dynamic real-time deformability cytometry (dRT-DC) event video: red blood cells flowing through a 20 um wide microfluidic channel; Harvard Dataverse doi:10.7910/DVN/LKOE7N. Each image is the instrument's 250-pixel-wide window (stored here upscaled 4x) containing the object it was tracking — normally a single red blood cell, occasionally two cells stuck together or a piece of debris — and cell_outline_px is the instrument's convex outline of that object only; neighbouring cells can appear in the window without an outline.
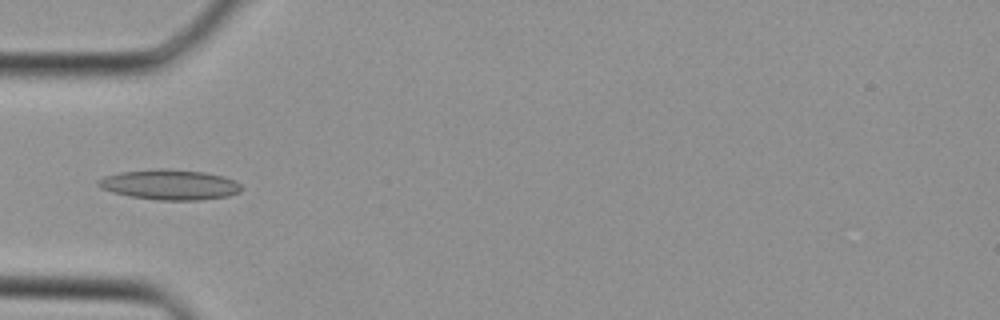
{"species": "Egyptian fruit bat (a non-hibernating species)", "species_latin": "Rousettus aegyptiacus", "temperature_condition": "cold", "stored_images_in_passage": 32, "camera_frame_rate_fps": 3000, "um_per_image_px": 0.085, "animal": {"sex": "female"}, "frame": {"image": 1, "passage_image": 6, "time_ms": 1.667, "image_size_px": [1000, 320], "cell_outline_px": [[244, 188], [240, 192], [228, 196], [200, 200], [160, 200], [132, 196], [112, 192], [100, 188], [96, 184], [96, 180], [104, 176], [120, 172], [152, 168], [168, 168], [204, 172], [224, 176], [240, 184]], "centroid_in_image_um": [14.41, 15.68], "position_along_channel_um": 70.6, "area_um2": 25.43}}
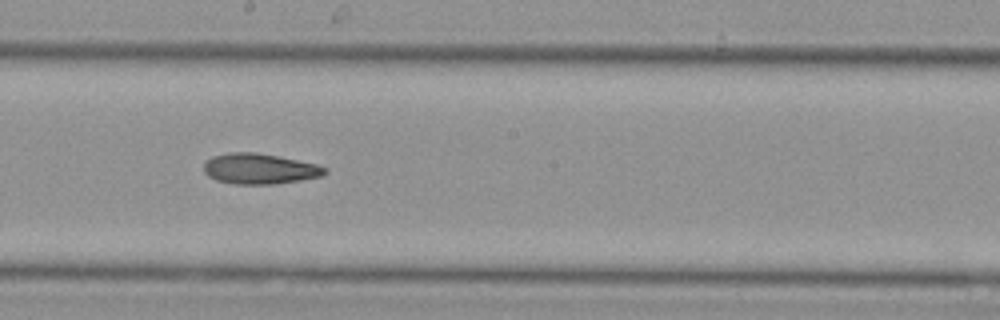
{"frame": {"image": 2, "passage_image": 15, "time_ms": 4.667, "image_size_px": [1000, 320], "cell_outline_px": [[328, 172], [320, 176], [300, 180], [272, 184], [236, 184], [216, 180], [208, 176], [204, 172], [204, 164], [212, 156], [228, 152], [256, 152], [316, 164], [328, 168]], "centroid_in_image_um": [22.05, 14.34], "position_along_channel_um": 226.2, "area_um2": 21.39}}
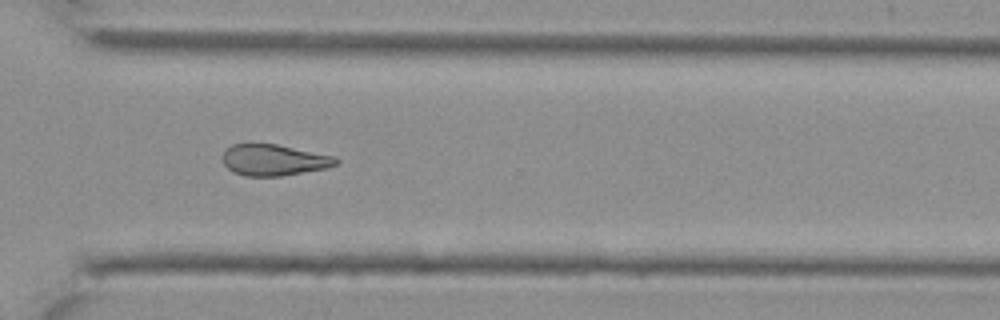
{"frame": {"image": 3, "passage_image": 22, "time_ms": 7.0, "image_size_px": [1000, 320], "cell_outline_px": [[340, 160], [336, 164], [328, 168], [280, 176], [244, 176], [232, 172], [224, 164], [220, 156], [224, 148], [232, 144], [276, 144], [336, 156]], "centroid_in_image_um": [23.24, 13.6], "position_along_channel_um": 347.4, "area_um2": 20.92}}